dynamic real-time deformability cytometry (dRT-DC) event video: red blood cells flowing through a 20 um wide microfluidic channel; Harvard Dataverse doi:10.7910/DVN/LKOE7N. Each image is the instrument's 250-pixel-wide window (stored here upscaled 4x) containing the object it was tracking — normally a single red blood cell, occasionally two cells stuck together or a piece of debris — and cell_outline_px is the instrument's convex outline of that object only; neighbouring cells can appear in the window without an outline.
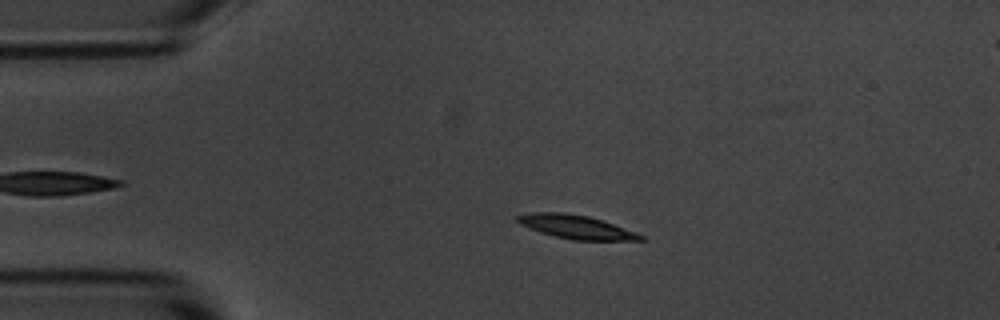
{"species": "common noctule bat (a hibernating species)", "species_latin": "Nyctalus noctula", "temperature_condition": "room temperature", "stored_images_in_passage": 42, "camera_frame_rate_fps": 3000, "um_per_image_px": 0.085, "animal": {"sex": "male", "body_mass_g": 20.1, "forearm_length_mm": 53.5}, "frame": {"image": 1, "passage_image": 11, "time_ms": 3.333, "image_size_px": [1000, 320], "cell_outline_px": [[644, 240], [572, 240], [540, 232], [520, 224], [516, 220], [516, 216], [528, 212], [564, 212], [588, 216], [604, 220], [636, 232], [644, 236]], "centroid_in_image_um": [48.97, 19.27], "position_along_channel_um": 36.0, "area_um2": 16.99}}
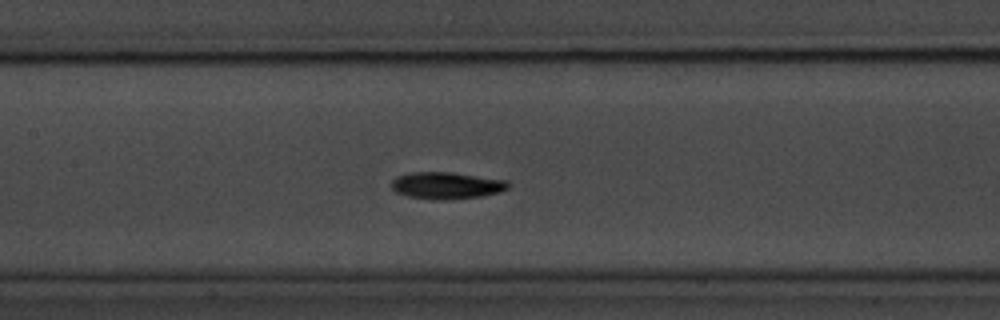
{"frame": {"image": 2, "passage_image": 25, "time_ms": 8.0, "image_size_px": [1000, 320], "cell_outline_px": [[508, 188], [500, 192], [480, 196], [440, 200], [436, 200], [408, 196], [396, 192], [392, 188], [392, 180], [396, 176], [412, 172], [452, 172], [508, 180]], "centroid_in_image_um": [37.95, 15.75], "position_along_channel_um": 169.5, "area_um2": 18.21}}
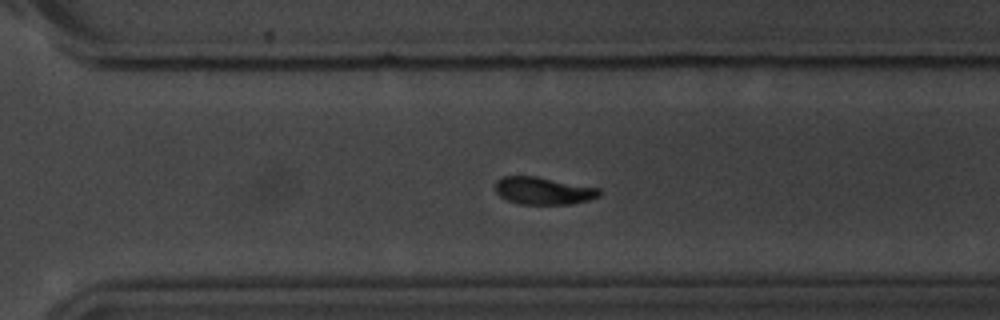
{"frame": {"image": 3, "passage_image": 38, "time_ms": 12.333, "image_size_px": [1000, 320], "cell_outline_px": [[604, 192], [600, 196], [588, 200], [572, 204], [520, 204], [508, 200], [500, 196], [496, 192], [496, 180], [504, 176], [536, 176], [600, 188]], "centroid_in_image_um": [46.23, 16.21], "position_along_channel_um": 324.4, "area_um2": 16.7}, "authors_computed_cell_mechanics": {"area_um2": 17.1955, "velocity_mm_per_s": 3.5902, "shape_relaxation_time_tau1_ms": 2.6433, "shape_relaxation_time_tau2_ms": 10.1715, "deformation_change_tau1": 0.1739, "deformation_change_tau2": 0.1012}}